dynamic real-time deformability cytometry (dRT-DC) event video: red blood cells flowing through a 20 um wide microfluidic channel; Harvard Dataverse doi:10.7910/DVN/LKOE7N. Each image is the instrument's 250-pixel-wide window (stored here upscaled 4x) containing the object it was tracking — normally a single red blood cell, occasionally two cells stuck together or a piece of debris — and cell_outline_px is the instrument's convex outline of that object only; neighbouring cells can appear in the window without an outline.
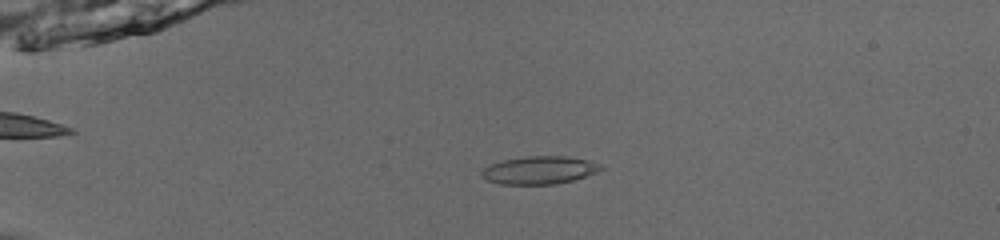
{"species": "common noctule bat (a hibernating species)", "species_latin": "Nyctalus noctula", "temperature_condition": "room temperature", "stored_images_in_passage": 53, "camera_frame_rate_fps": 3000, "um_per_image_px": 0.085, "animal": {"sex": "male", "body_mass_g": 13.0, "forearm_length_mm": 53.1}, "frame": {"image": 1, "passage_image": 14, "time_ms": 4.333, "image_size_px": [1000, 240], "cell_outline_px": [[604, 168], [596, 172], [572, 180], [556, 184], [500, 184], [488, 180], [480, 176], [480, 172], [488, 164], [504, 160], [524, 156], [564, 156], [588, 160], [600, 164]], "centroid_in_image_um": [45.8, 14.46], "position_along_channel_um": 39.2, "area_um2": 19.31}}
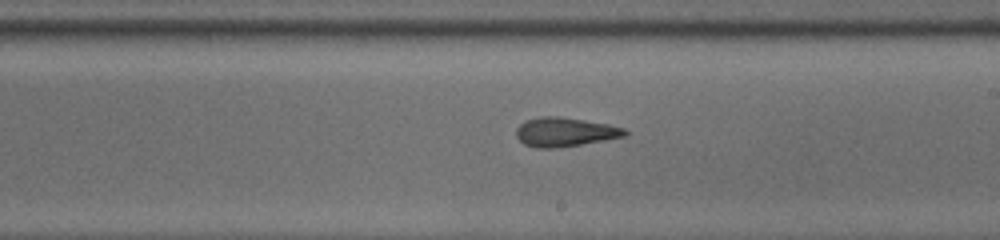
{"frame": {"image": 2, "passage_image": 33, "time_ms": 10.667, "image_size_px": [1000, 240], "cell_outline_px": [[628, 132], [624, 136], [604, 140], [556, 148], [536, 148], [524, 144], [516, 136], [516, 128], [520, 124], [528, 120], [540, 116], [556, 116], [608, 124], [624, 128]], "centroid_in_image_um": [47.98, 11.22], "position_along_channel_um": 241.0, "area_um2": 18.15}}
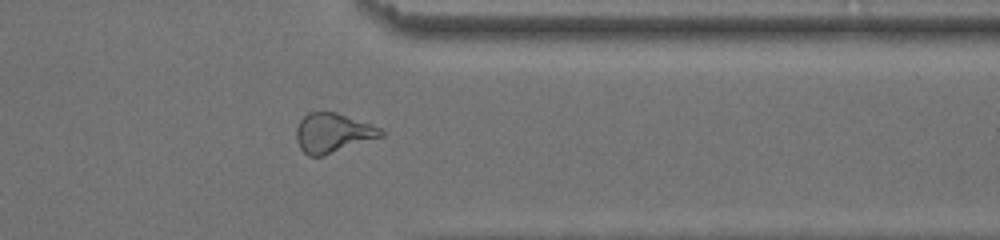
{"frame": {"image": 3, "passage_image": 44, "time_ms": 14.333, "image_size_px": [1000, 240], "cell_outline_px": [[384, 136], [324, 156], [308, 156], [300, 148], [296, 140], [296, 128], [300, 120], [308, 112], [336, 112], [380, 128], [384, 132]], "centroid_in_image_um": [28.27, 11.31], "position_along_channel_um": 383.1, "area_um2": 19.42}, "authors_computed_cell_mechanics": {"area_um2": 19.1318, "velocity_mm_per_s": 3.9284, "shape_relaxation_time_tau1_ms": null, "shape_relaxation_time_tau2_ms": 3.4111, "deformation_change_tau1": null, "deformation_change_tau2": 0.1298}}